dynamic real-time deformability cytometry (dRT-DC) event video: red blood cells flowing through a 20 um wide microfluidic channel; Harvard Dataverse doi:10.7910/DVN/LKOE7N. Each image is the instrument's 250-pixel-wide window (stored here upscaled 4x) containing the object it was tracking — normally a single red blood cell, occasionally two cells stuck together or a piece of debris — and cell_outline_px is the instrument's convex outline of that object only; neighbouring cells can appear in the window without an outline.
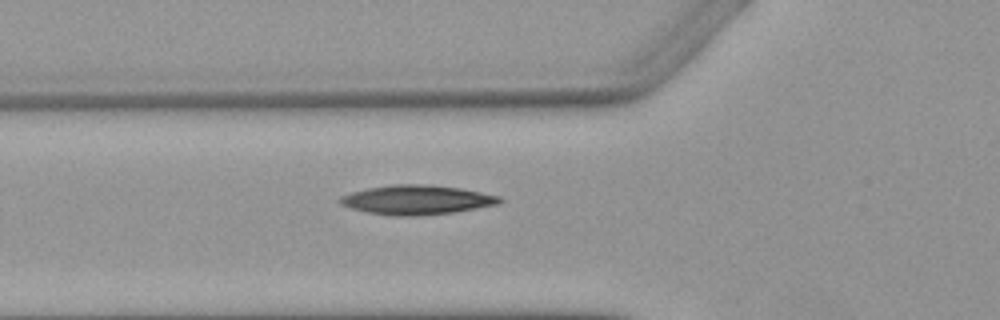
{"species": "Egyptian fruit bat (a non-hibernating species)", "species_latin": "Rousettus aegyptiacus", "temperature_condition": "warm", "stored_images_in_passage": 5, "camera_frame_rate_fps": 3000, "um_per_image_px": 0.085, "animal": {"sex": "female"}, "frame": {"image": 1, "passage_image": 5, "time_ms": 6.333, "image_size_px": [1000, 320], "cell_outline_px": [[504, 200], [500, 204], [452, 212], [408, 216], [396, 216], [368, 212], [352, 208], [340, 204], [340, 196], [352, 192], [368, 188], [392, 184], [428, 184], [460, 188], [500, 196]], "centroid_in_image_um": [35.44, 16.97], "position_along_channel_um": 90.4, "area_um2": 27.05}}